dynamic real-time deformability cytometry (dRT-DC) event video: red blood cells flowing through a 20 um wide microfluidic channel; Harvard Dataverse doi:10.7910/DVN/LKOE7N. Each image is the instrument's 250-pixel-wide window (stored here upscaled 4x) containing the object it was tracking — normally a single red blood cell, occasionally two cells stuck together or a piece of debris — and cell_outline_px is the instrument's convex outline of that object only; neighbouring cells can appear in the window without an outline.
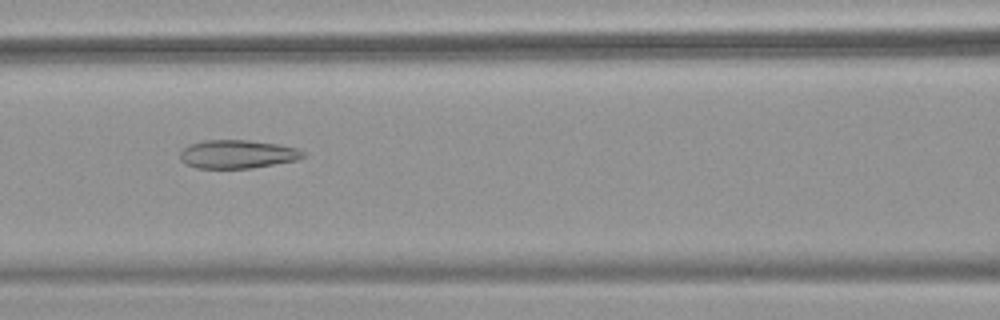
{"species": "common noctule bat (a hibernating species)", "species_latin": "Nyctalus noctula", "temperature_condition": "warm", "stored_images_in_passage": 40, "camera_frame_rate_fps": 3000, "um_per_image_px": 0.085, "animal": {"sex": "female", "body_mass_g": 18.4}, "frame": {"image": 1, "passage_image": 11, "time_ms": 3.333, "image_size_px": [1000, 320], "cell_outline_px": [[304, 156], [296, 160], [252, 168], [196, 168], [184, 164], [180, 160], [180, 152], [188, 144], [204, 140], [248, 140], [276, 144], [296, 148], [304, 152]], "centroid_in_image_um": [20.12, 13.1], "position_along_channel_um": 146.5, "area_um2": 20.35}}
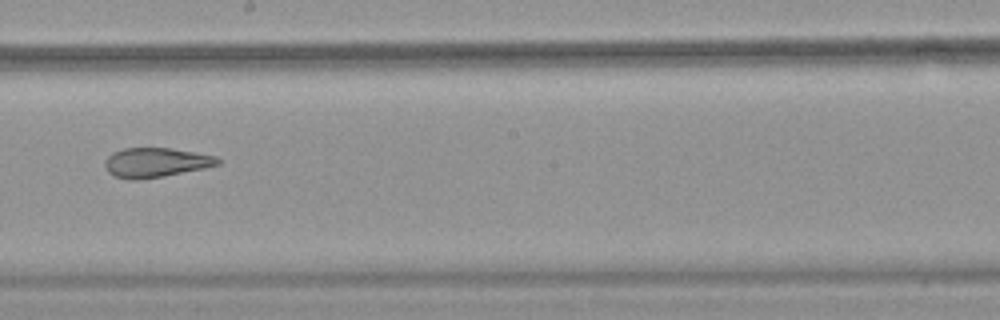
{"frame": {"image": 2, "passage_image": 18, "time_ms": 5.667, "image_size_px": [1000, 320], "cell_outline_px": [[220, 164], [204, 168], [164, 176], [136, 180], [128, 180], [112, 176], [108, 172], [104, 164], [104, 160], [112, 152], [124, 148], [172, 148], [216, 156], [220, 160]], "centroid_in_image_um": [13.2, 13.82], "position_along_channel_um": 235.0, "area_um2": 19.54}}
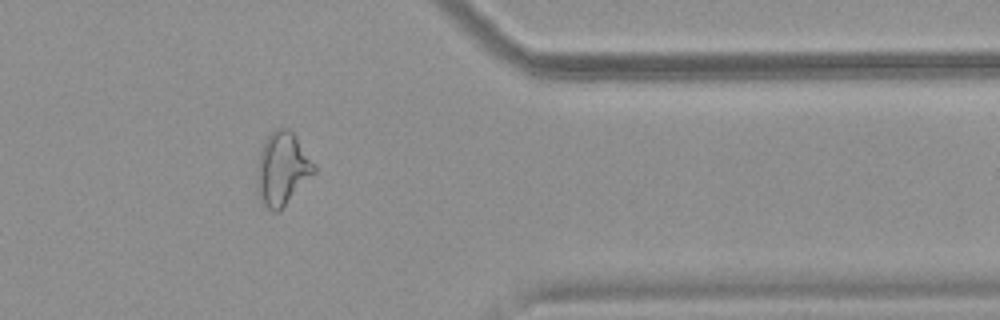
{"frame": {"image": 3, "passage_image": 31, "time_ms": 10.0, "image_size_px": [1000, 320], "cell_outline_px": [[316, 172], [280, 212], [272, 212], [260, 200], [256, 192], [256, 168], [260, 148], [264, 140], [276, 128], [288, 128], [292, 132], [316, 164]], "centroid_in_image_um": [23.98, 14.38], "position_along_channel_um": 387.4, "area_um2": 24.85}, "authors_computed_cell_mechanics": {"area_um2": 22.0796, "velocity_mm_per_s": 3.8186, "shape_relaxation_time_tau1_ms": null, "shape_relaxation_time_tau2_ms": 2.5255, "deformation_change_tau1": null, "deformation_change_tau2": 0.1177}}